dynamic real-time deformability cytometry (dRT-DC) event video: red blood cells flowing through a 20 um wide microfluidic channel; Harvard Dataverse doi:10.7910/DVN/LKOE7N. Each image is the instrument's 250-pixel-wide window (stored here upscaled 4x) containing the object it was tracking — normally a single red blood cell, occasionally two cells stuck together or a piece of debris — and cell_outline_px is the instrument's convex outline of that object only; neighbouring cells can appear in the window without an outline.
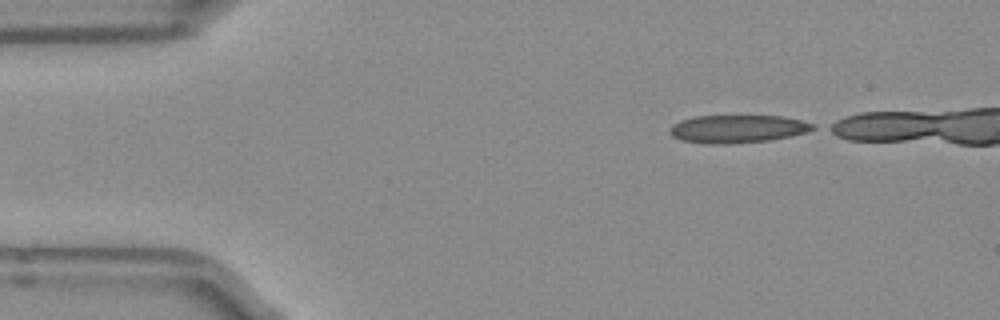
{"species": "Egyptian fruit bat (a non-hibernating species)", "species_latin": "Rousettus aegyptiacus", "temperature_condition": "room temperature", "stored_images_in_passage": 35, "camera_frame_rate_fps": 3000, "um_per_image_px": 0.085, "frame": {"image": 1, "passage_image": 1, "time_ms": 0.0, "image_size_px": [1000, 320], "cell_outline_px": [[816, 128], [808, 132], [768, 140], [728, 144], [704, 144], [680, 140], [672, 136], [668, 132], [668, 128], [672, 124], [680, 120], [692, 116], [784, 116], [816, 124]], "centroid_in_image_um": [62.64, 10.95], "position_along_channel_um": 22.4, "area_um2": 23.52}}
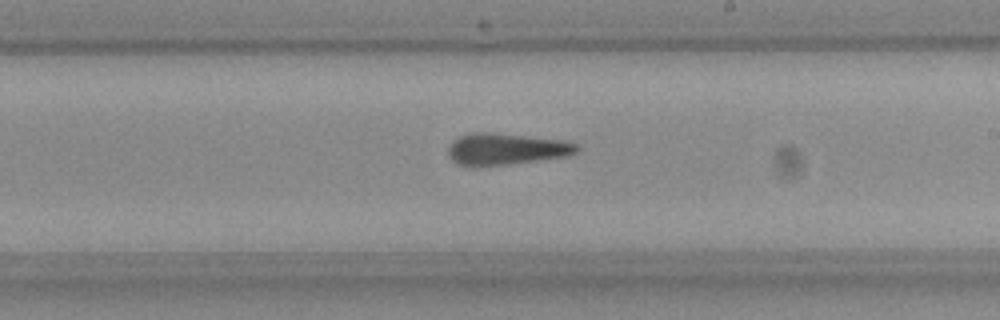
{"frame": {"image": 2, "passage_image": 23, "time_ms": 7.333, "image_size_px": [1000, 320], "cell_outline_px": [[580, 148], [576, 152], [568, 156], [508, 164], [476, 168], [456, 164], [448, 156], [448, 148], [452, 140], [460, 136], [472, 132], [492, 132], [560, 140], [576, 144]], "centroid_in_image_um": [42.93, 12.69], "position_along_channel_um": 246.1, "area_um2": 23.93}}
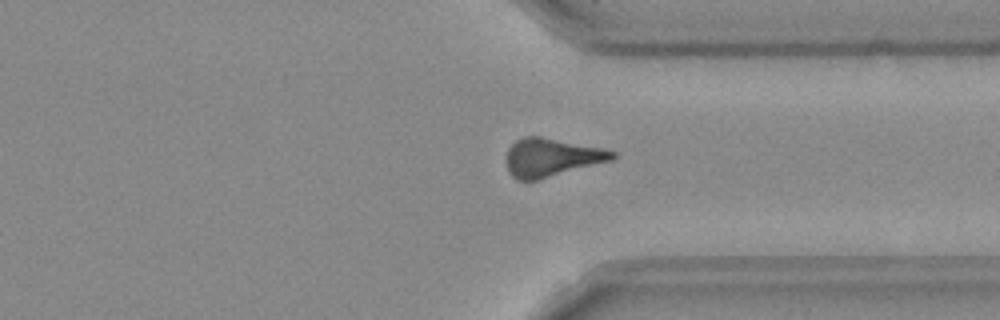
{"frame": {"image": 3, "passage_image": 32, "time_ms": 10.333, "image_size_px": [1000, 320], "cell_outline_px": [[616, 156], [612, 160], [536, 180], [516, 180], [508, 172], [508, 148], [516, 140], [524, 136], [540, 136], [600, 148], [616, 152]], "centroid_in_image_um": [46.85, 13.38], "position_along_channel_um": 364.5, "area_um2": 23.18}}